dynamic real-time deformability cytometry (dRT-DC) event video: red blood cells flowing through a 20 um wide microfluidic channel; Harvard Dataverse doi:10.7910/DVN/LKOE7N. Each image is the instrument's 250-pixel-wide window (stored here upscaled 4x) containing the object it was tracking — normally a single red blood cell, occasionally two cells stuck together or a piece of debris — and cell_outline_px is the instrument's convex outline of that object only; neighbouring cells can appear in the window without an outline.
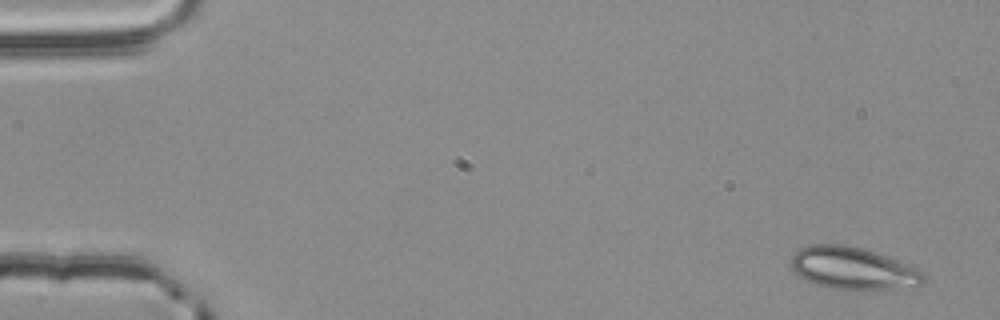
{"species": "common noctule bat (a hibernating species)", "species_latin": "Nyctalus noctula", "temperature_condition": "room temperature", "stored_images_in_passage": 5, "camera_frame_rate_fps": 3000, "um_per_image_px": 0.085, "animal": {"sex": "male", "body_mass_g": 20.4}, "frame": {"image": 1, "passage_image": 1, "time_ms": 0.0, "image_size_px": [1000, 320], "cell_outline_px": [[924, 284], [892, 288], [844, 292], [816, 284], [800, 276], [792, 268], [792, 256], [800, 248], [812, 244], [844, 244], [864, 248], [876, 252], [916, 268], [924, 272]], "centroid_in_image_um": [72.49, 22.82], "position_along_channel_um": 12.5, "area_um2": 32.77}}